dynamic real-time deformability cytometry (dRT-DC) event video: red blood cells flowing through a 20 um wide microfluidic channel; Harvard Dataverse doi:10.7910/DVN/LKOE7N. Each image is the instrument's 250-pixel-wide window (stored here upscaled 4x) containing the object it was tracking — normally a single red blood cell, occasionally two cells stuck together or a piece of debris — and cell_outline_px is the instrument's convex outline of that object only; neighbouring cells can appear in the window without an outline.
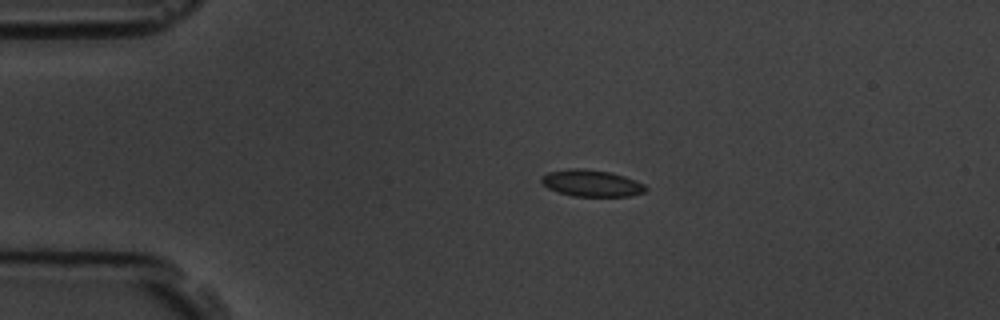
{"species": "common noctule bat (a hibernating species)", "species_latin": "Nyctalus noctula", "temperature_condition": "room temperature", "stored_images_in_passage": 8, "camera_frame_rate_fps": 3000, "um_per_image_px": 0.085, "animal": {"sex": "male", "body_mass_g": 19.5, "forearm_length_mm": 54.6}, "frame": {"image": 1, "passage_image": 3, "time_ms": 2.333, "image_size_px": [1000, 320], "cell_outline_px": [[648, 188], [644, 192], [632, 196], [572, 196], [548, 188], [540, 180], [540, 176], [548, 172], [568, 168], [580, 168], [612, 172], [636, 180], [644, 184]], "centroid_in_image_um": [50.29, 15.56], "position_along_channel_um": 34.7, "area_um2": 16.3}}
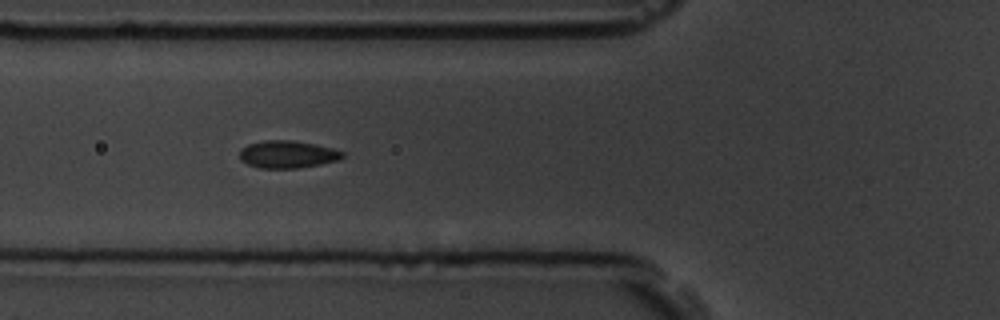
{"frame": {"image": 2, "passage_image": 5, "time_ms": 5.333, "image_size_px": [1000, 320], "cell_outline_px": [[344, 156], [336, 160], [320, 164], [296, 168], [260, 168], [248, 164], [240, 160], [240, 148], [248, 144], [264, 140], [292, 140], [316, 144], [332, 148], [344, 152]], "centroid_in_image_um": [24.41, 13.11], "position_along_channel_um": 101.4, "area_um2": 16.42}}
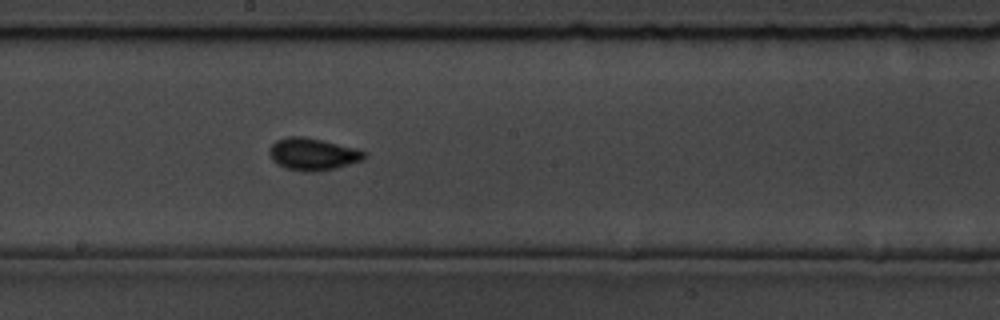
{"frame": {"image": 3, "passage_image": 8, "time_ms": 8.667, "image_size_px": [1000, 320], "cell_outline_px": [[364, 160], [336, 168], [316, 172], [304, 172], [284, 168], [276, 164], [272, 160], [268, 152], [268, 148], [276, 140], [288, 136], [304, 136], [356, 148], [364, 152]], "centroid_in_image_um": [26.53, 13.11], "position_along_channel_um": 221.7, "area_um2": 17.98}}